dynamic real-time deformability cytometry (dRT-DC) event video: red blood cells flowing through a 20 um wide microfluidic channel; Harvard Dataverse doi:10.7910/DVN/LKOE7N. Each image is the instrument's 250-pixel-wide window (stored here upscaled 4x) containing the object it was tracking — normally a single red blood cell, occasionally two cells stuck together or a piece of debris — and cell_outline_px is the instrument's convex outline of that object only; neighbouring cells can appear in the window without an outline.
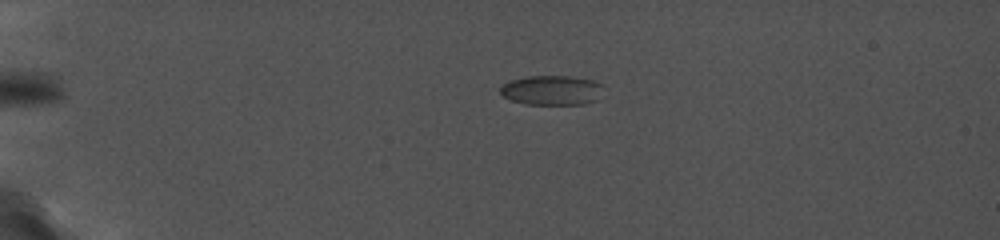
{"species": "common noctule bat (a hibernating species)", "species_latin": "Nyctalus noctula", "temperature_condition": "cold", "stored_images_in_passage": 66, "camera_frame_rate_fps": 5000, "um_per_image_px": 0.085, "animal": {"sex": "female", "body_mass_g": 19.0, "forearm_length_mm": 56.7}, "frame": {"image": 1, "passage_image": 10, "time_ms": 2.6, "image_size_px": [1000, 240], "cell_outline_px": [[600, 84], [596, 100], [584, 104], [524, 104], [512, 100], [504, 96], [500, 92], [500, 88], [508, 80], [528, 76], [568, 76], [592, 80]], "centroid_in_image_um": [46.82, 7.67], "position_along_channel_um": 38.2, "area_um2": 17.46}}
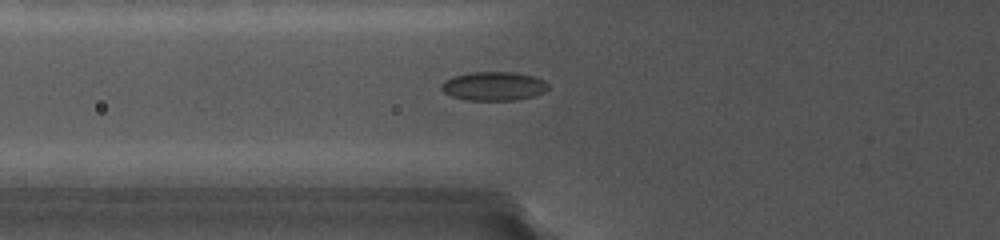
{"frame": {"image": 2, "passage_image": 27, "time_ms": 6.0, "image_size_px": [1000, 240], "cell_outline_px": [[548, 88], [544, 92], [532, 96], [516, 100], [464, 100], [452, 96], [444, 92], [440, 88], [440, 84], [444, 80], [452, 76], [468, 72], [516, 72], [532, 76], [544, 80], [548, 84]], "centroid_in_image_um": [41.92, 7.31], "position_along_channel_um": 83.9, "area_um2": 18.09}}
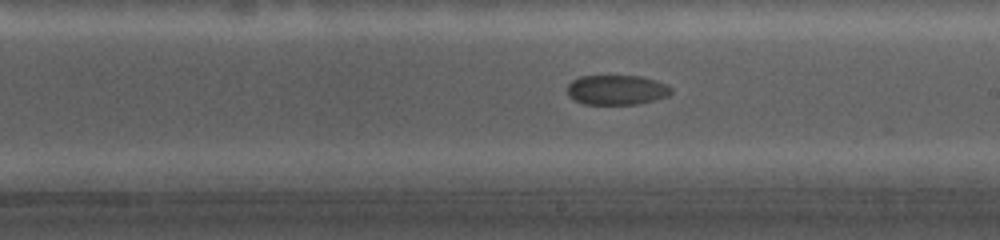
{"frame": {"image": 3, "passage_image": 55, "time_ms": 10.4, "image_size_px": [1000, 240], "cell_outline_px": [[672, 92], [668, 96], [640, 104], [584, 104], [568, 96], [568, 84], [572, 80], [580, 76], [640, 76], [656, 80], [668, 84], [672, 88]], "centroid_in_image_um": [52.45, 7.64], "position_along_channel_um": 236.6, "area_um2": 18.15}}